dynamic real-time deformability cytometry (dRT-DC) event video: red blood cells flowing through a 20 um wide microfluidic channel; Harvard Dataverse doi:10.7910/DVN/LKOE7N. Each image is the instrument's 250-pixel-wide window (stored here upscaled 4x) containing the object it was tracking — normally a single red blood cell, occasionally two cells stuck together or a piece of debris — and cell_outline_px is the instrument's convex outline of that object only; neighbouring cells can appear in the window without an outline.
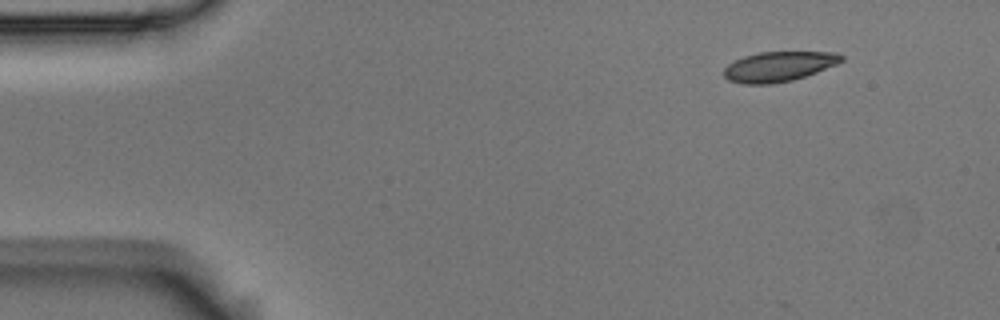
{"species": "Egyptian fruit bat (a non-hibernating species)", "species_latin": "Rousettus aegyptiacus", "temperature_condition": "room temperature", "stored_images_in_passage": 5, "segment_of_instrument_passage": [2, 2], "camera_frame_rate_fps": 3000, "um_per_image_px": 0.085, "animal": {"sex": "male"}, "frame": {"image": 1, "passage_image": 5, "time_ms": 1.333, "image_size_px": [1000, 320], "cell_outline_px": [[844, 60], [836, 64], [816, 72], [792, 80], [772, 84], [744, 84], [728, 80], [724, 76], [724, 68], [728, 64], [744, 56], [760, 52], [836, 52], [844, 56]], "centroid_in_image_um": [66.19, 5.65], "position_along_channel_um": 18.8, "area_um2": 20.4}}